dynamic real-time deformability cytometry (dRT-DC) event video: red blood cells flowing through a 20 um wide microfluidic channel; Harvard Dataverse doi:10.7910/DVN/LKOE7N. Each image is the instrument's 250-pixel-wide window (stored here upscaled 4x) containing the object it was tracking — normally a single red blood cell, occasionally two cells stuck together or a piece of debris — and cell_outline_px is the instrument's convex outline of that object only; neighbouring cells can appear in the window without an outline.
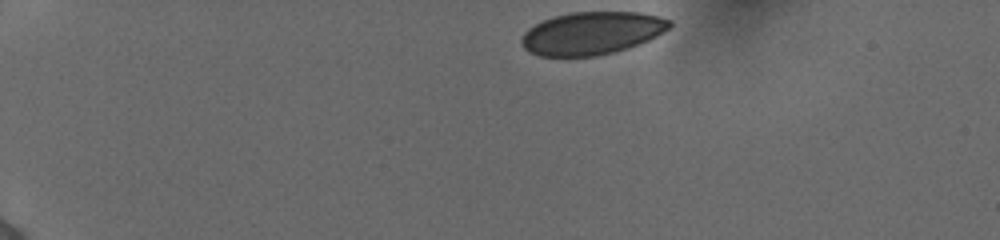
{"species": "human", "species_latin": "Homo sapiens", "temperature_condition": "cold", "stored_images_in_passage": 44, "camera_frame_rate_fps": 3000, "um_per_image_px": 0.085, "donor": {"sex": "female"}, "frame": {"image": 1, "passage_image": 1, "time_ms": 0.0, "image_size_px": [1000, 240], "cell_outline_px": [[672, 24], [668, 28], [656, 36], [640, 44], [628, 48], [596, 56], [540, 56], [528, 52], [520, 44], [520, 40], [524, 32], [528, 28], [544, 20], [556, 16], [572, 12], [640, 12], [672, 20]], "centroid_in_image_um": [50.28, 2.82], "position_along_channel_um": 34.7, "area_um2": 36.82}}
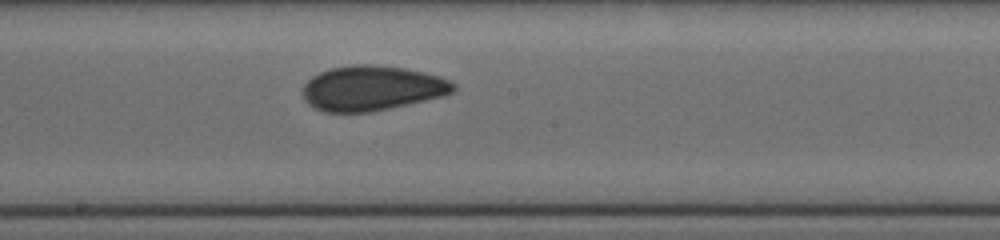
{"frame": {"image": 2, "passage_image": 22, "time_ms": 7.0, "image_size_px": [1000, 240], "cell_outline_px": [[456, 88], [452, 92], [444, 96], [388, 108], [368, 112], [324, 112], [312, 108], [304, 100], [304, 84], [312, 76], [328, 68], [352, 64], [372, 64], [404, 68], [424, 72], [440, 76], [456, 84]], "centroid_in_image_um": [31.6, 7.49], "position_along_channel_um": 216.6, "area_um2": 39.54}}
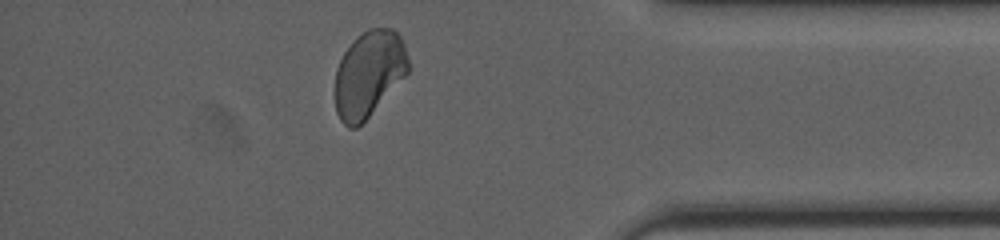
{"frame": {"image": 3, "passage_image": 38, "time_ms": 12.333, "image_size_px": [1000, 240], "cell_outline_px": [[408, 72], [368, 116], [356, 128], [348, 128], [340, 120], [336, 112], [336, 68], [344, 52], [356, 36], [368, 28], [392, 28], [400, 36], [408, 60]], "centroid_in_image_um": [31.33, 6.26], "position_along_channel_um": 403.9, "area_um2": 36.13}, "authors_computed_cell_mechanics": {"area_um2": 37.8879, "velocity_mm_per_s": 3.8664, "shape_relaxation_time_tau1_ms": 9.4693, "shape_relaxation_time_tau2_ms": 1.9039, "deformation_change_tau1": 0.1271, "deformation_change_tau2": 0.0585}}